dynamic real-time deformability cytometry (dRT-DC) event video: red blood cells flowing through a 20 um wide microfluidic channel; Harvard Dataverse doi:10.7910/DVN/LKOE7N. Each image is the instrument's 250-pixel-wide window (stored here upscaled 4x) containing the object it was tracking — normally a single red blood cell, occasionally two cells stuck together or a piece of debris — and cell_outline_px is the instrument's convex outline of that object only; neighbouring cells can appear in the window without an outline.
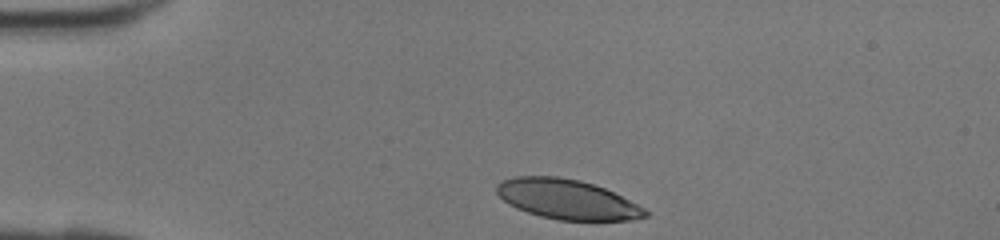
{"species": "human", "species_latin": "Homo sapiens", "temperature_condition": "room temperature", "stored_images_in_passage": 28, "camera_frame_rate_fps": 3000, "um_per_image_px": 0.085, "donor": {"sex": "female"}, "frame": {"image": 1, "passage_image": 1, "time_ms": 0.0, "image_size_px": [1000, 240], "cell_outline_px": [[648, 216], [636, 220], [560, 220], [540, 216], [516, 208], [508, 204], [496, 192], [496, 184], [500, 180], [516, 176], [556, 176], [580, 180], [604, 188], [644, 208], [648, 212]], "centroid_in_image_um": [48.17, 16.94], "position_along_channel_um": 36.8, "area_um2": 34.28}}
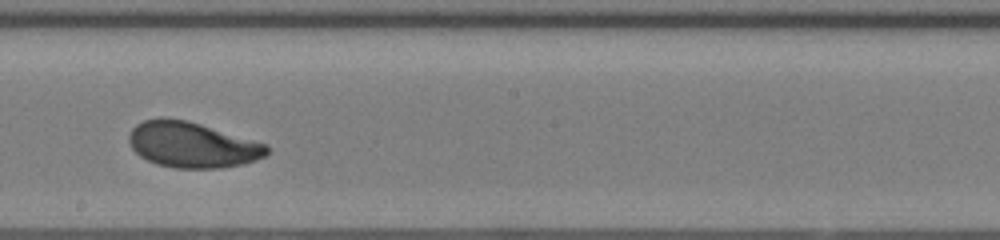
{"frame": {"image": 2, "passage_image": 16, "time_ms": 5.0, "image_size_px": [1000, 240], "cell_outline_px": [[268, 152], [264, 156], [256, 160], [244, 164], [220, 168], [176, 168], [156, 164], [140, 156], [132, 148], [128, 140], [128, 136], [132, 128], [136, 124], [144, 120], [160, 116], [188, 120], [268, 144]], "centroid_in_image_um": [16.32, 12.29], "position_along_channel_um": 231.9, "area_um2": 36.93}}
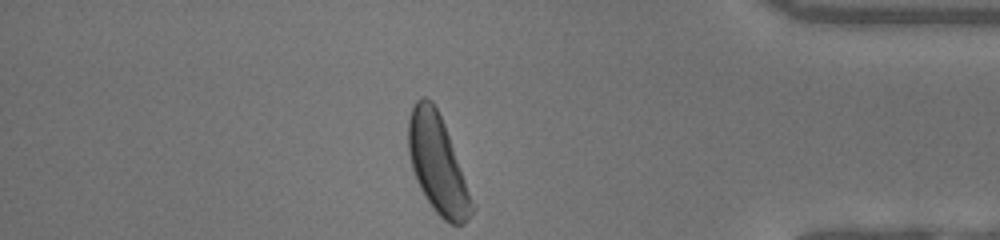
{"frame": {"image": 3, "passage_image": 28, "time_ms": 9.0, "image_size_px": [1000, 240], "cell_outline_px": [[476, 208], [468, 220], [464, 224], [448, 224], [432, 208], [424, 196], [416, 180], [412, 168], [408, 152], [408, 120], [412, 108], [416, 100], [420, 96], [424, 96], [432, 100], [444, 124], [476, 204]], "centroid_in_image_um": [37.22, 13.99], "position_along_channel_um": 398.0, "area_um2": 36.65}}